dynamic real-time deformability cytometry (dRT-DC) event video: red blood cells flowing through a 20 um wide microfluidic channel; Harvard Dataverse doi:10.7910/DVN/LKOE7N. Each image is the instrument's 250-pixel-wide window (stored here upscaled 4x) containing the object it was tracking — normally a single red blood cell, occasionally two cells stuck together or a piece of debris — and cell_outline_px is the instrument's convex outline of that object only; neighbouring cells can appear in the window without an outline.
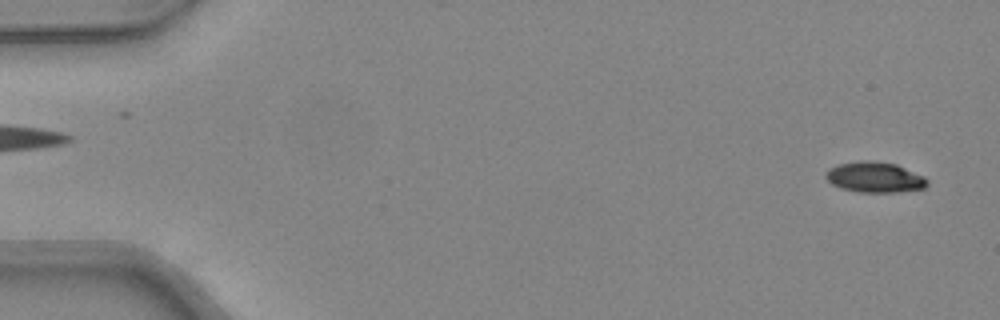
{"species": "common noctule bat (a hibernating species)", "species_latin": "Nyctalus noctula", "temperature_condition": "warm", "stored_images_in_passage": 48, "camera_frame_rate_fps": 3000, "um_per_image_px": 0.085, "animal": {"sex": "female", "body_mass_g": 24.6, "forearm_length_mm": 56.2}, "frame": {"image": 1, "passage_image": 2, "time_ms": 0.333, "image_size_px": [1000, 320], "cell_outline_px": [[928, 184], [924, 188], [896, 192], [860, 192], [840, 188], [832, 184], [824, 176], [828, 168], [840, 164], [860, 160], [872, 160], [896, 164], [924, 176], [928, 180]], "centroid_in_image_um": [74.34, 15.06], "position_along_channel_um": 10.7, "area_um2": 18.09}}
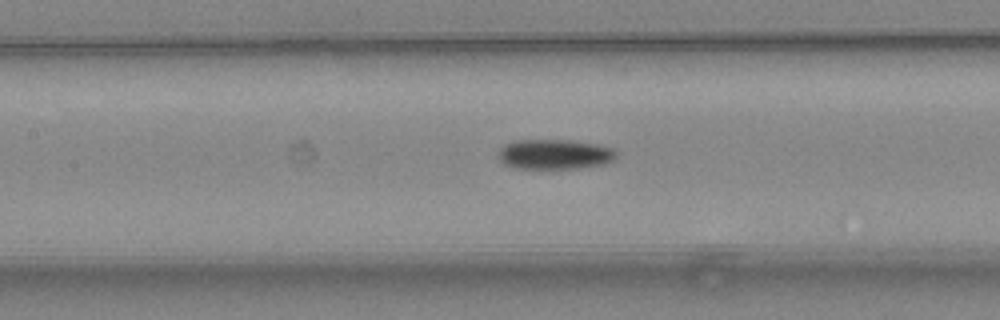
{"frame": {"image": 2, "passage_image": 22, "time_ms": 7.0, "image_size_px": [1000, 320], "cell_outline_px": [[616, 156], [612, 160], [604, 164], [576, 168], [512, 168], [504, 164], [496, 156], [500, 148], [504, 144], [516, 140], [572, 140], [596, 144], [612, 148], [616, 152]], "centroid_in_image_um": [47.08, 13.11], "position_along_channel_um": 160.3, "area_um2": 20.63}}
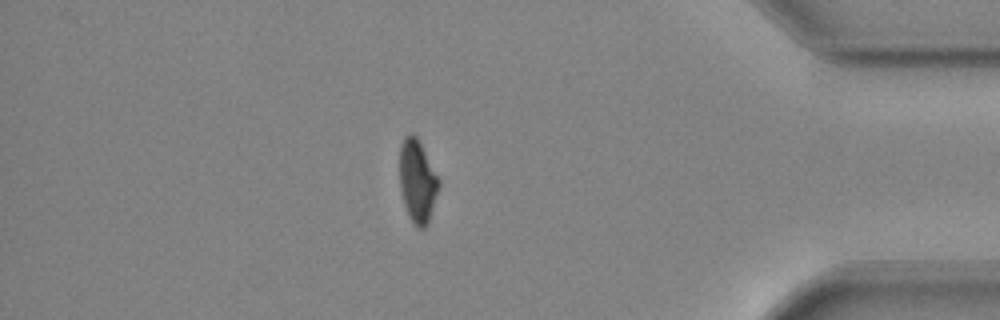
{"frame": {"image": 3, "passage_image": 41, "time_ms": 13.333, "image_size_px": [1000, 320], "cell_outline_px": [[440, 184], [428, 224], [424, 228], [416, 228], [408, 216], [404, 204], [400, 188], [400, 144], [404, 136], [408, 132], [412, 132], [416, 136], [440, 180]], "centroid_in_image_um": [35.47, 15.4], "position_along_channel_um": 399.7, "area_um2": 18.96}, "authors_computed_cell_mechanics": {"area_um2": 19.4497, "velocity_mm_per_s": 4.36, "shape_relaxation_time_tau1_ms": 5.6878, "shape_relaxation_time_tau2_ms": null, "deformation_change_tau1": 0.168, "deformation_change_tau2": null}}